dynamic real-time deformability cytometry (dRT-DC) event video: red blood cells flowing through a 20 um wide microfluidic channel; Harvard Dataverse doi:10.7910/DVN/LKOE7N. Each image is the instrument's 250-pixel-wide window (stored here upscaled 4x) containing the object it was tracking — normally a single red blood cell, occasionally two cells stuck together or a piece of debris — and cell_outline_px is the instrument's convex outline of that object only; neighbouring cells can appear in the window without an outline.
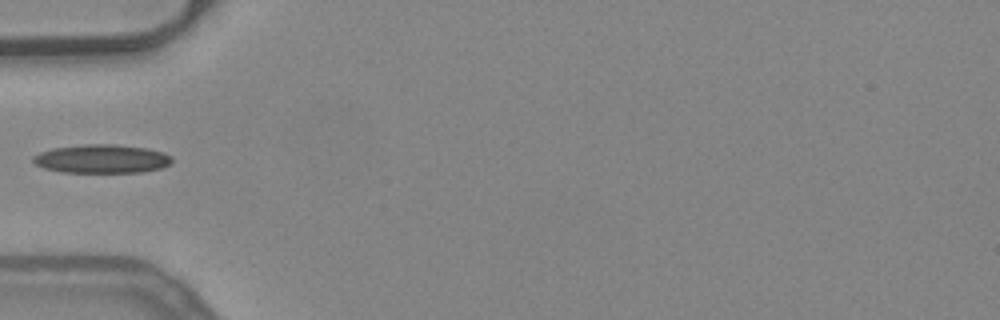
{"species": "common noctule bat (a hibernating species)", "species_latin": "Nyctalus noctula", "temperature_condition": "warm", "stored_images_in_passage": 35, "camera_frame_rate_fps": 3000, "um_per_image_px": 0.085, "animal": {"sex": "female", "body_mass_g": 24.6, "forearm_length_mm": 56.2}, "frame": {"image": 1, "passage_image": 1, "time_ms": 0.0, "image_size_px": [1000, 320], "cell_outline_px": [[172, 164], [160, 168], [140, 172], [60, 172], [44, 168], [36, 164], [32, 160], [32, 156], [40, 152], [52, 148], [84, 144], [116, 144], [148, 148], [164, 152], [172, 156]], "centroid_in_image_um": [8.66, 13.49], "position_along_channel_um": 76.3, "area_um2": 23.35}}
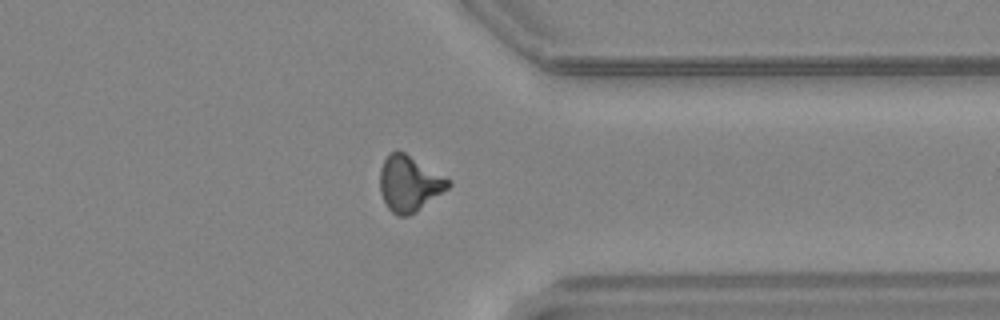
{"frame": {"image": 2, "passage_image": 24, "time_ms": 7.667, "image_size_px": [1000, 320], "cell_outline_px": [[452, 184], [448, 188], [416, 212], [408, 216], [400, 216], [392, 212], [388, 208], [380, 192], [380, 168], [384, 160], [396, 148], [404, 152], [452, 180]], "centroid_in_image_um": [34.79, 15.6], "position_along_channel_um": 376.6, "area_um2": 22.14}}
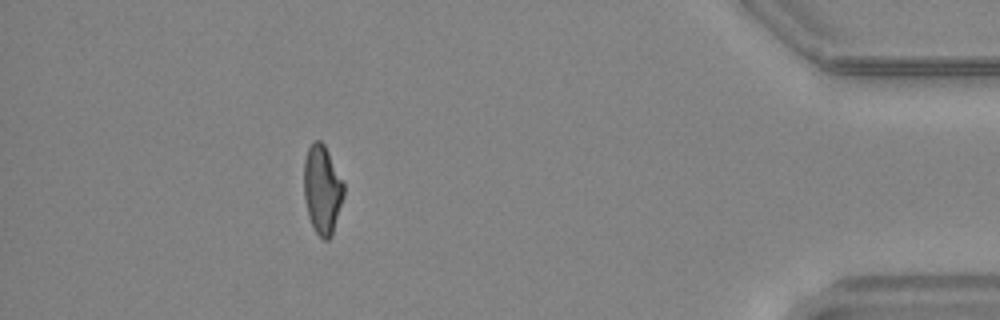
{"frame": {"image": 3, "passage_image": 30, "time_ms": 9.667, "image_size_px": [1000, 320], "cell_outline_px": [[344, 196], [332, 236], [328, 240], [324, 240], [316, 232], [308, 216], [304, 200], [304, 160], [308, 148], [312, 140], [320, 140], [324, 144], [344, 184]], "centroid_in_image_um": [27.38, 16.11], "position_along_channel_um": 407.8, "area_um2": 20.63}}